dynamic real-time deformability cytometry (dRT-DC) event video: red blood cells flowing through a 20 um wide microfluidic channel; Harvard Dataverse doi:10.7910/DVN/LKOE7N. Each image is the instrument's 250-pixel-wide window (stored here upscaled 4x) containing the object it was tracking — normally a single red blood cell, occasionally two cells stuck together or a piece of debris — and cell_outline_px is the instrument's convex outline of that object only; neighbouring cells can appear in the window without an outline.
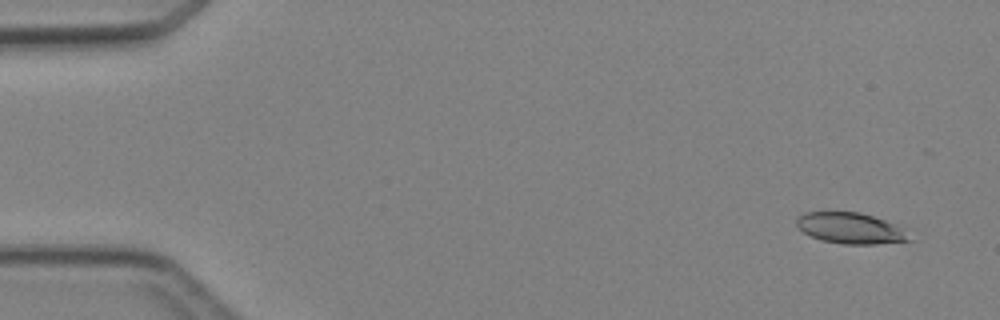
{"species": "Egyptian fruit bat (a non-hibernating species)", "species_latin": "Rousettus aegyptiacus", "temperature_condition": "cold", "stored_images_in_passage": 5, "camera_frame_rate_fps": 3000, "um_per_image_px": 0.085, "animal": {"sex": "female"}, "frame": {"image": 1, "passage_image": 1, "time_ms": 0.0, "image_size_px": [1000, 320], "cell_outline_px": [[912, 240], [876, 244], [844, 244], [820, 240], [804, 232], [796, 224], [796, 220], [804, 212], [860, 212], [896, 224]], "centroid_in_image_um": [72.26, 19.4], "position_along_channel_um": 12.7, "area_um2": 20.0}}